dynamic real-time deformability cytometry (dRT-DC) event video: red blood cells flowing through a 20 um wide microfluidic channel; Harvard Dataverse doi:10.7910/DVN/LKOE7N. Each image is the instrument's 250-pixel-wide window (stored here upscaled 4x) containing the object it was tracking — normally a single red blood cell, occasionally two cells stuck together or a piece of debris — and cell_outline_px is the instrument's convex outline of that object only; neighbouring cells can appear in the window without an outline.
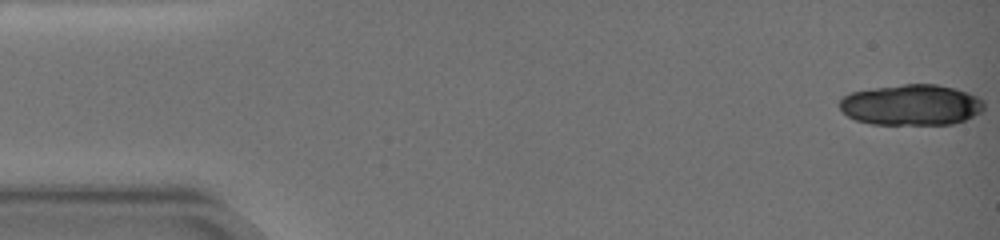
{"species": "common noctule bat (a hibernating species)", "species_latin": "Nyctalus noctula", "temperature_condition": "warm", "stored_images_in_passage": 22, "camera_frame_rate_fps": 3000, "um_per_image_px": 0.085, "animal": {"sex": "female", "body_mass_g": 19.0, "forearm_length_mm": 51.5}, "frame": {"image": 1, "passage_image": 1, "time_ms": 0.0, "image_size_px": [1000, 240], "cell_outline_px": [[984, 108], [980, 112], [964, 120], [952, 124], [872, 124], [856, 120], [848, 116], [840, 108], [840, 100], [844, 96], [852, 92], [872, 88], [904, 84], [936, 84], [968, 92], [984, 100]], "centroid_in_image_um": [77.47, 8.91], "position_along_channel_um": 7.5, "area_um2": 34.22}}